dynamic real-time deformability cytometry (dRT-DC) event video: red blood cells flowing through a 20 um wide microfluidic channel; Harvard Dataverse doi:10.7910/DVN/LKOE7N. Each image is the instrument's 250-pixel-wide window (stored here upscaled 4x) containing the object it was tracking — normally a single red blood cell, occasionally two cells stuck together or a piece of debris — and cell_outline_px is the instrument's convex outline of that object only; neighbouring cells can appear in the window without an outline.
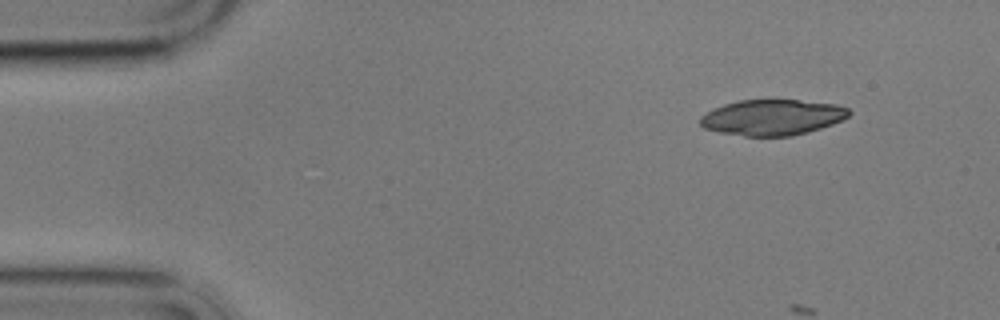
{"species": "common noctule bat (a hibernating species)", "species_latin": "Nyctalus noctula", "temperature_condition": "cold", "stored_images_in_passage": 5, "camera_frame_rate_fps": 3000, "um_per_image_px": 0.085, "animal": {"sex": "male", "body_mass_g": 17.9}, "frame": {"image": 1, "passage_image": 1, "time_ms": 0.0, "image_size_px": [1000, 320], "cell_outline_px": [[852, 112], [844, 120], [808, 132], [792, 136], [744, 136], [720, 132], [704, 128], [700, 124], [700, 116], [724, 104], [740, 100], [800, 100], [836, 104], [848, 108]], "centroid_in_image_um": [65.68, 9.98], "position_along_channel_um": 19.3, "area_um2": 30.92}}